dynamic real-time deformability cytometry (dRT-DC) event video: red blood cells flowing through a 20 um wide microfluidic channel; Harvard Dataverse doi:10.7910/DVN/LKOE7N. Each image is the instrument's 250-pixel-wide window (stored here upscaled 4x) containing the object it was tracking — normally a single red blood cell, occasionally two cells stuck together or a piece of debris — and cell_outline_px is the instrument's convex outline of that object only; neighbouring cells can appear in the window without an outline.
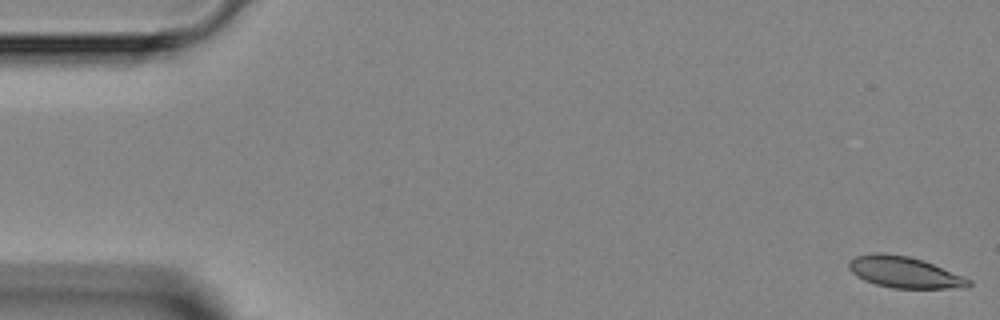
{"species": "Egyptian fruit bat (a non-hibernating species)", "species_latin": "Rousettus aegyptiacus", "temperature_condition": "room temperature", "stored_images_in_passage": 3, "camera_frame_rate_fps": 3000, "um_per_image_px": 0.085, "animal": {"sex": "female"}, "frame": {"image": 1, "passage_image": 1, "time_ms": 0.0, "image_size_px": [1000, 320], "cell_outline_px": [[972, 284], [968, 288], [892, 288], [876, 284], [864, 280], [856, 276], [848, 268], [848, 264], [856, 256], [876, 252], [880, 252], [908, 256], [932, 264], [964, 276], [972, 280]], "centroid_in_image_um": [76.89, 23.15], "position_along_channel_um": 8.1, "area_um2": 21.73}}